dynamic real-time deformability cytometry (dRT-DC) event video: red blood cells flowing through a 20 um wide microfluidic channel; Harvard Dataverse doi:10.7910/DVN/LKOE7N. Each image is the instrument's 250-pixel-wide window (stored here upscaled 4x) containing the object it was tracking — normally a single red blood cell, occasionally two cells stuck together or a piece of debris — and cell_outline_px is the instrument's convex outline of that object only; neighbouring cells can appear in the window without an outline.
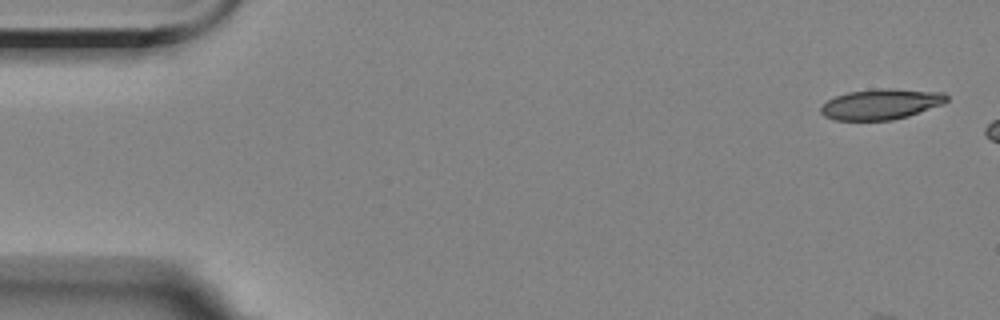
{"species": "Egyptian fruit bat (a non-hibernating species)", "species_latin": "Rousettus aegyptiacus", "temperature_condition": "room temperature", "stored_images_in_passage": 4, "camera_frame_rate_fps": 3000, "um_per_image_px": 0.085, "animal": {"sex": "female"}, "frame": {"image": 1, "passage_image": 1, "time_ms": 0.0, "image_size_px": [1000, 320], "cell_outline_px": [[948, 100], [944, 104], [908, 116], [892, 120], [832, 120], [824, 116], [820, 112], [820, 108], [828, 100], [836, 96], [848, 92], [880, 88], [888, 88], [944, 92], [948, 96]], "centroid_in_image_um": [74.91, 8.85], "position_along_channel_um": 10.1, "area_um2": 22.48}}